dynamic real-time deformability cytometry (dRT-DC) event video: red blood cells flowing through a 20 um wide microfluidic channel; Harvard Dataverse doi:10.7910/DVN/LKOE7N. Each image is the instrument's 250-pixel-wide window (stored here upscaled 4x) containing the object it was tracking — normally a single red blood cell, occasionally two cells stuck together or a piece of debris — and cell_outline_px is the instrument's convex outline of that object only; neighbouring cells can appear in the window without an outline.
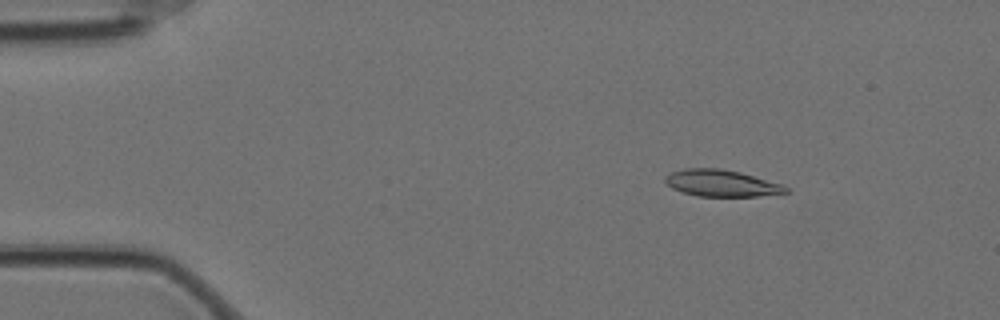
{"species": "Egyptian fruit bat (a non-hibernating species)", "species_latin": "Rousettus aegyptiacus", "temperature_condition": "cold", "stored_images_in_passage": 58, "camera_frame_rate_fps": 3000, "um_per_image_px": 0.085, "animal": {"sex": "female"}, "frame": {"image": 1, "passage_image": 8, "time_ms": 2.333, "image_size_px": [1000, 320], "cell_outline_px": [[792, 192], [756, 196], [696, 196], [672, 188], [664, 180], [664, 176], [672, 172], [684, 168], [720, 168], [740, 172], [784, 184]], "centroid_in_image_um": [61.36, 15.56], "position_along_channel_um": 23.6, "area_um2": 18.84}}
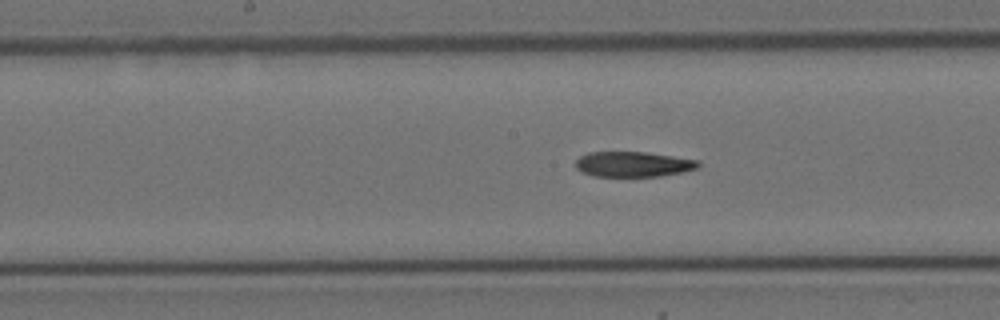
{"frame": {"image": 2, "passage_image": 29, "time_ms": 9.333, "image_size_px": [1000, 320], "cell_outline_px": [[700, 168], [684, 172], [660, 176], [596, 176], [584, 172], [576, 168], [576, 160], [580, 156], [588, 152], [644, 152], [700, 160]], "centroid_in_image_um": [53.87, 13.95], "position_along_channel_um": 194.3, "area_um2": 18.03}}
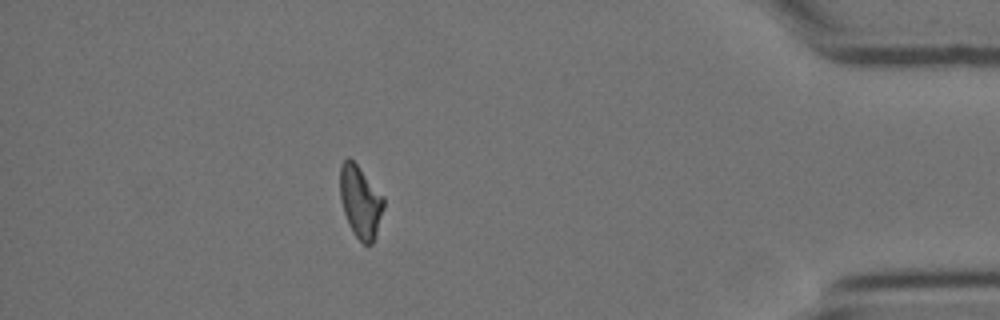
{"frame": {"image": 3, "passage_image": 51, "time_ms": 16.667, "image_size_px": [1000, 320], "cell_outline_px": [[384, 208], [372, 244], [364, 244], [352, 232], [348, 224], [340, 200], [340, 164], [348, 156], [356, 164], [384, 196]], "centroid_in_image_um": [30.62, 17.13], "position_along_channel_um": 404.6, "area_um2": 18.26}, "authors_computed_cell_mechanics": {"area_um2": 19.074, "velocity_mm_per_s": 3.4916, "shape_relaxation_time_tau1_ms": 9.133, "shape_relaxation_time_tau2_ms": null, "deformation_change_tau1": 0.1964, "deformation_change_tau2": null}}